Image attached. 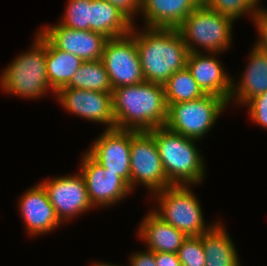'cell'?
Returning <instances> with one entry per match:
<instances>
[{
  "label": "cell",
  "mask_w": 267,
  "mask_h": 266,
  "mask_svg": "<svg viewBox=\"0 0 267 266\" xmlns=\"http://www.w3.org/2000/svg\"><path fill=\"white\" fill-rule=\"evenodd\" d=\"M253 23H255L257 32H258V39L257 42L254 44L258 49L263 50L267 53V9L266 7L262 8L259 7L256 14L251 19Z\"/></svg>",
  "instance_id": "f1b7e54d"
},
{
  "label": "cell",
  "mask_w": 267,
  "mask_h": 266,
  "mask_svg": "<svg viewBox=\"0 0 267 266\" xmlns=\"http://www.w3.org/2000/svg\"><path fill=\"white\" fill-rule=\"evenodd\" d=\"M219 55V53L189 52L186 67L205 94L215 95L229 102L232 76L224 70Z\"/></svg>",
  "instance_id": "2e32d148"
},
{
  "label": "cell",
  "mask_w": 267,
  "mask_h": 266,
  "mask_svg": "<svg viewBox=\"0 0 267 266\" xmlns=\"http://www.w3.org/2000/svg\"><path fill=\"white\" fill-rule=\"evenodd\" d=\"M59 23L75 30H90V0H68Z\"/></svg>",
  "instance_id": "484cf974"
},
{
  "label": "cell",
  "mask_w": 267,
  "mask_h": 266,
  "mask_svg": "<svg viewBox=\"0 0 267 266\" xmlns=\"http://www.w3.org/2000/svg\"><path fill=\"white\" fill-rule=\"evenodd\" d=\"M167 106L199 99L206 95L185 67L173 73L164 84Z\"/></svg>",
  "instance_id": "cb8c5ba5"
},
{
  "label": "cell",
  "mask_w": 267,
  "mask_h": 266,
  "mask_svg": "<svg viewBox=\"0 0 267 266\" xmlns=\"http://www.w3.org/2000/svg\"><path fill=\"white\" fill-rule=\"evenodd\" d=\"M101 60L113 89L145 81L135 38L131 34L109 38Z\"/></svg>",
  "instance_id": "9c48e42d"
},
{
  "label": "cell",
  "mask_w": 267,
  "mask_h": 266,
  "mask_svg": "<svg viewBox=\"0 0 267 266\" xmlns=\"http://www.w3.org/2000/svg\"><path fill=\"white\" fill-rule=\"evenodd\" d=\"M130 158L132 191L136 185H142L152 195L171 186L164 172L154 136L150 131L131 130Z\"/></svg>",
  "instance_id": "ba28073f"
},
{
  "label": "cell",
  "mask_w": 267,
  "mask_h": 266,
  "mask_svg": "<svg viewBox=\"0 0 267 266\" xmlns=\"http://www.w3.org/2000/svg\"><path fill=\"white\" fill-rule=\"evenodd\" d=\"M197 6L193 0H141L142 25L177 28Z\"/></svg>",
  "instance_id": "d6986e66"
},
{
  "label": "cell",
  "mask_w": 267,
  "mask_h": 266,
  "mask_svg": "<svg viewBox=\"0 0 267 266\" xmlns=\"http://www.w3.org/2000/svg\"><path fill=\"white\" fill-rule=\"evenodd\" d=\"M246 105L250 119L267 130V91L252 98Z\"/></svg>",
  "instance_id": "83f0119b"
},
{
  "label": "cell",
  "mask_w": 267,
  "mask_h": 266,
  "mask_svg": "<svg viewBox=\"0 0 267 266\" xmlns=\"http://www.w3.org/2000/svg\"><path fill=\"white\" fill-rule=\"evenodd\" d=\"M234 20L206 5L197 6L177 27L188 52L223 53L232 44ZM202 49V50H201Z\"/></svg>",
  "instance_id": "5b68a950"
},
{
  "label": "cell",
  "mask_w": 267,
  "mask_h": 266,
  "mask_svg": "<svg viewBox=\"0 0 267 266\" xmlns=\"http://www.w3.org/2000/svg\"><path fill=\"white\" fill-rule=\"evenodd\" d=\"M248 64L238 81L232 77V88L228 105L246 104L267 91V53L253 45ZM230 103V104H229Z\"/></svg>",
  "instance_id": "e0dca14e"
},
{
  "label": "cell",
  "mask_w": 267,
  "mask_h": 266,
  "mask_svg": "<svg viewBox=\"0 0 267 266\" xmlns=\"http://www.w3.org/2000/svg\"><path fill=\"white\" fill-rule=\"evenodd\" d=\"M3 92L17 97L39 99L47 95L50 88L46 73V37L35 33L32 46L8 64L0 74Z\"/></svg>",
  "instance_id": "277c9868"
},
{
  "label": "cell",
  "mask_w": 267,
  "mask_h": 266,
  "mask_svg": "<svg viewBox=\"0 0 267 266\" xmlns=\"http://www.w3.org/2000/svg\"><path fill=\"white\" fill-rule=\"evenodd\" d=\"M18 207L30 237L51 233L62 224L50 203L43 186L38 183L24 191L20 196Z\"/></svg>",
  "instance_id": "9a60e30c"
},
{
  "label": "cell",
  "mask_w": 267,
  "mask_h": 266,
  "mask_svg": "<svg viewBox=\"0 0 267 266\" xmlns=\"http://www.w3.org/2000/svg\"><path fill=\"white\" fill-rule=\"evenodd\" d=\"M66 87L104 93H112L113 90L101 59L83 62Z\"/></svg>",
  "instance_id": "603a6c76"
},
{
  "label": "cell",
  "mask_w": 267,
  "mask_h": 266,
  "mask_svg": "<svg viewBox=\"0 0 267 266\" xmlns=\"http://www.w3.org/2000/svg\"><path fill=\"white\" fill-rule=\"evenodd\" d=\"M117 7L124 15H126L134 24L135 16L140 14L141 0H105Z\"/></svg>",
  "instance_id": "f546056e"
},
{
  "label": "cell",
  "mask_w": 267,
  "mask_h": 266,
  "mask_svg": "<svg viewBox=\"0 0 267 266\" xmlns=\"http://www.w3.org/2000/svg\"><path fill=\"white\" fill-rule=\"evenodd\" d=\"M259 0H206L205 5L222 15L232 18L234 21L247 13L250 19L261 6Z\"/></svg>",
  "instance_id": "d4e9b609"
},
{
  "label": "cell",
  "mask_w": 267,
  "mask_h": 266,
  "mask_svg": "<svg viewBox=\"0 0 267 266\" xmlns=\"http://www.w3.org/2000/svg\"><path fill=\"white\" fill-rule=\"evenodd\" d=\"M82 63L78 56L56 48L46 38V73L49 86L55 93L70 83Z\"/></svg>",
  "instance_id": "7402d4cb"
},
{
  "label": "cell",
  "mask_w": 267,
  "mask_h": 266,
  "mask_svg": "<svg viewBox=\"0 0 267 266\" xmlns=\"http://www.w3.org/2000/svg\"><path fill=\"white\" fill-rule=\"evenodd\" d=\"M222 222L200 235L205 253V266H241L235 244Z\"/></svg>",
  "instance_id": "44dd1931"
},
{
  "label": "cell",
  "mask_w": 267,
  "mask_h": 266,
  "mask_svg": "<svg viewBox=\"0 0 267 266\" xmlns=\"http://www.w3.org/2000/svg\"><path fill=\"white\" fill-rule=\"evenodd\" d=\"M181 265L205 266L206 259L200 236H188L178 250Z\"/></svg>",
  "instance_id": "4316f807"
},
{
  "label": "cell",
  "mask_w": 267,
  "mask_h": 266,
  "mask_svg": "<svg viewBox=\"0 0 267 266\" xmlns=\"http://www.w3.org/2000/svg\"><path fill=\"white\" fill-rule=\"evenodd\" d=\"M157 266H180L177 253L154 252Z\"/></svg>",
  "instance_id": "1f68e13d"
},
{
  "label": "cell",
  "mask_w": 267,
  "mask_h": 266,
  "mask_svg": "<svg viewBox=\"0 0 267 266\" xmlns=\"http://www.w3.org/2000/svg\"><path fill=\"white\" fill-rule=\"evenodd\" d=\"M55 98L66 111L91 122L106 125V130L115 129L112 110V93L63 87Z\"/></svg>",
  "instance_id": "7c38bea8"
},
{
  "label": "cell",
  "mask_w": 267,
  "mask_h": 266,
  "mask_svg": "<svg viewBox=\"0 0 267 266\" xmlns=\"http://www.w3.org/2000/svg\"><path fill=\"white\" fill-rule=\"evenodd\" d=\"M150 132L154 136L164 172L171 185L196 186L205 180L206 163L196 146L198 140L173 132L166 126Z\"/></svg>",
  "instance_id": "3957f363"
},
{
  "label": "cell",
  "mask_w": 267,
  "mask_h": 266,
  "mask_svg": "<svg viewBox=\"0 0 267 266\" xmlns=\"http://www.w3.org/2000/svg\"><path fill=\"white\" fill-rule=\"evenodd\" d=\"M135 38L145 81L164 85L176 71L186 67L188 49L177 28L143 27Z\"/></svg>",
  "instance_id": "7a4b0ae2"
},
{
  "label": "cell",
  "mask_w": 267,
  "mask_h": 266,
  "mask_svg": "<svg viewBox=\"0 0 267 266\" xmlns=\"http://www.w3.org/2000/svg\"><path fill=\"white\" fill-rule=\"evenodd\" d=\"M94 140L86 152L130 186L131 130L104 129Z\"/></svg>",
  "instance_id": "4fadbf2b"
},
{
  "label": "cell",
  "mask_w": 267,
  "mask_h": 266,
  "mask_svg": "<svg viewBox=\"0 0 267 266\" xmlns=\"http://www.w3.org/2000/svg\"><path fill=\"white\" fill-rule=\"evenodd\" d=\"M56 48L78 56L83 62L102 58L105 35L91 30H75L60 23L39 30Z\"/></svg>",
  "instance_id": "5bb4252c"
},
{
  "label": "cell",
  "mask_w": 267,
  "mask_h": 266,
  "mask_svg": "<svg viewBox=\"0 0 267 266\" xmlns=\"http://www.w3.org/2000/svg\"><path fill=\"white\" fill-rule=\"evenodd\" d=\"M115 129L150 131L165 126L168 106L164 85L144 81L112 90Z\"/></svg>",
  "instance_id": "6da1fadb"
},
{
  "label": "cell",
  "mask_w": 267,
  "mask_h": 266,
  "mask_svg": "<svg viewBox=\"0 0 267 266\" xmlns=\"http://www.w3.org/2000/svg\"><path fill=\"white\" fill-rule=\"evenodd\" d=\"M129 265L130 266H157L155 261L154 252L144 249L143 251H137L130 254ZM128 266V265H127Z\"/></svg>",
  "instance_id": "4dcf8cb0"
},
{
  "label": "cell",
  "mask_w": 267,
  "mask_h": 266,
  "mask_svg": "<svg viewBox=\"0 0 267 266\" xmlns=\"http://www.w3.org/2000/svg\"><path fill=\"white\" fill-rule=\"evenodd\" d=\"M92 266H123V265H115V264H112V263H104V262H94L93 264H92Z\"/></svg>",
  "instance_id": "d6a6232c"
},
{
  "label": "cell",
  "mask_w": 267,
  "mask_h": 266,
  "mask_svg": "<svg viewBox=\"0 0 267 266\" xmlns=\"http://www.w3.org/2000/svg\"><path fill=\"white\" fill-rule=\"evenodd\" d=\"M80 161L79 171L85 179L88 196L94 208L119 204L133 192L120 176L105 169L86 151Z\"/></svg>",
  "instance_id": "8fae6325"
},
{
  "label": "cell",
  "mask_w": 267,
  "mask_h": 266,
  "mask_svg": "<svg viewBox=\"0 0 267 266\" xmlns=\"http://www.w3.org/2000/svg\"><path fill=\"white\" fill-rule=\"evenodd\" d=\"M198 6L205 5L206 0H193Z\"/></svg>",
  "instance_id": "836d02e7"
},
{
  "label": "cell",
  "mask_w": 267,
  "mask_h": 266,
  "mask_svg": "<svg viewBox=\"0 0 267 266\" xmlns=\"http://www.w3.org/2000/svg\"><path fill=\"white\" fill-rule=\"evenodd\" d=\"M45 189L48 199L55 209L60 222H69L84 212L92 210L86 182L78 171L76 174L44 179L39 182Z\"/></svg>",
  "instance_id": "30bf717a"
},
{
  "label": "cell",
  "mask_w": 267,
  "mask_h": 266,
  "mask_svg": "<svg viewBox=\"0 0 267 266\" xmlns=\"http://www.w3.org/2000/svg\"><path fill=\"white\" fill-rule=\"evenodd\" d=\"M151 197L157 203V208L151 210L187 237L203 235L217 224L205 223L200 201L191 185H171Z\"/></svg>",
  "instance_id": "8992f818"
},
{
  "label": "cell",
  "mask_w": 267,
  "mask_h": 266,
  "mask_svg": "<svg viewBox=\"0 0 267 266\" xmlns=\"http://www.w3.org/2000/svg\"><path fill=\"white\" fill-rule=\"evenodd\" d=\"M138 225V237L151 252L178 253L187 236L177 228L164 222L151 209Z\"/></svg>",
  "instance_id": "ac0fdd59"
},
{
  "label": "cell",
  "mask_w": 267,
  "mask_h": 266,
  "mask_svg": "<svg viewBox=\"0 0 267 266\" xmlns=\"http://www.w3.org/2000/svg\"><path fill=\"white\" fill-rule=\"evenodd\" d=\"M134 23L117 7L105 0H90V30L108 38L131 33Z\"/></svg>",
  "instance_id": "ffe728a7"
},
{
  "label": "cell",
  "mask_w": 267,
  "mask_h": 266,
  "mask_svg": "<svg viewBox=\"0 0 267 266\" xmlns=\"http://www.w3.org/2000/svg\"><path fill=\"white\" fill-rule=\"evenodd\" d=\"M228 106L224 98L211 94L196 100L171 104L165 126L173 132L201 141Z\"/></svg>",
  "instance_id": "52a82bcc"
}]
</instances>
